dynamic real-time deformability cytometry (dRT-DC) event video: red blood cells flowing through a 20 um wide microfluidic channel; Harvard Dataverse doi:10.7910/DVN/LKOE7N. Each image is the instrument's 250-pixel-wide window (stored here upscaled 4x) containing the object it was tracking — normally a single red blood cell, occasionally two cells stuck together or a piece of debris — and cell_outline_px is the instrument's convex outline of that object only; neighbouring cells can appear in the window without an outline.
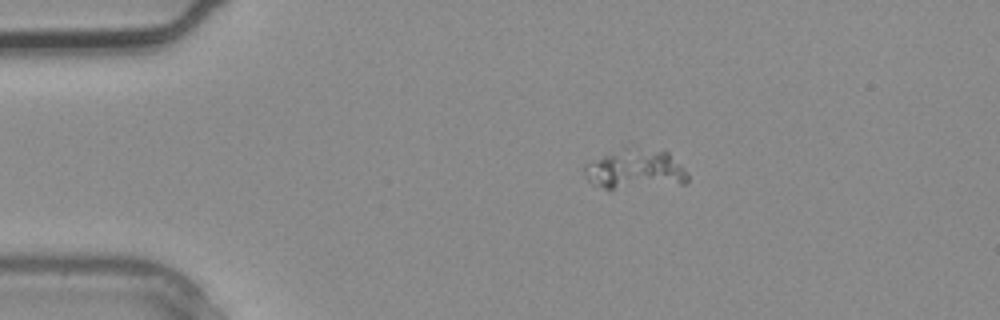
{"species": "common noctule bat (a hibernating species)", "species_latin": "Nyctalus noctula", "temperature_condition": "warm", "stored_images_in_passage": 2, "camera_frame_rate_fps": 3000, "um_per_image_px": 0.085, "animal": {"sex": "male", "body_mass_g": 20.4}, "frame": {"image": 1, "passage_image": 1, "time_ms": 0.0, "image_size_px": [1000, 320], "cell_outline_px": [[688, 180], [684, 184], [612, 188], [604, 188], [592, 184], [588, 180], [584, 172], [584, 164], [624, 144], [664, 148], [680, 164], [688, 176]], "centroid_in_image_um": [53.98, 14.29], "position_along_channel_um": 31.0, "area_um2": 24.8}}
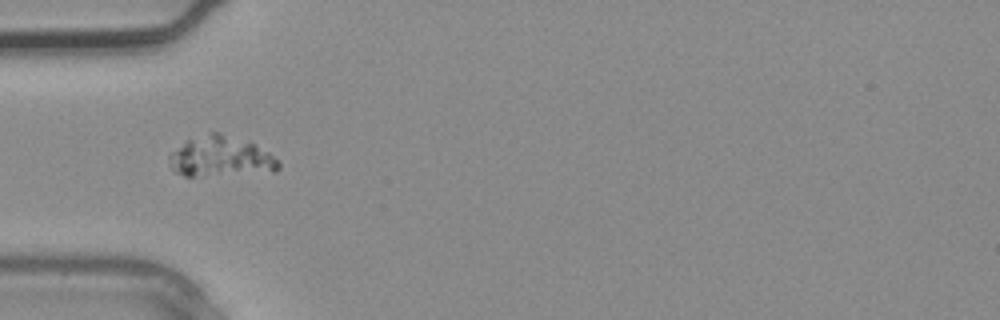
{"frame": {"image": 2, "passage_image": 2, "time_ms": 0.333, "image_size_px": [1000, 320], "cell_outline_px": [[280, 168], [276, 172], [196, 176], [184, 176], [176, 172], [172, 168], [168, 156], [172, 152], [188, 140], [208, 132], [220, 132], [252, 144], [268, 152], [280, 164]], "centroid_in_image_um": [18.76, 13.34], "position_along_channel_um": 66.2, "area_um2": 25.26}}